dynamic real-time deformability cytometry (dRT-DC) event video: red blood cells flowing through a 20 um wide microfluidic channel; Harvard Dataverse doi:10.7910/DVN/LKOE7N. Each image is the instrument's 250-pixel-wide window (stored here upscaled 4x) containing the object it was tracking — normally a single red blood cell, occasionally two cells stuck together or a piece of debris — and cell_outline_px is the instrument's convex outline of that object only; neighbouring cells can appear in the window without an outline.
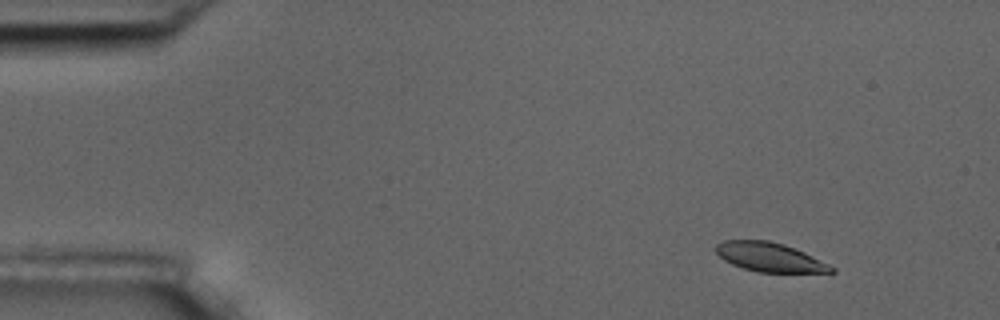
{"species": "common noctule bat (a hibernating species)", "species_latin": "Nyctalus noctula", "temperature_condition": "room temperature", "stored_images_in_passage": 4, "camera_frame_rate_fps": 3000, "um_per_image_px": 0.085, "animal": {"sex": "male", "body_mass_g": 17.5, "forearm_length_mm": 52.3}, "frame": {"image": 1, "passage_image": 1, "time_ms": 0.0, "image_size_px": [1000, 320], "cell_outline_px": [[836, 272], [756, 272], [732, 264], [724, 260], [716, 252], [716, 244], [724, 240], [768, 240], [784, 244], [804, 252], [836, 268]], "centroid_in_image_um": [65.41, 21.85], "position_along_channel_um": 19.6, "area_um2": 19.42}}
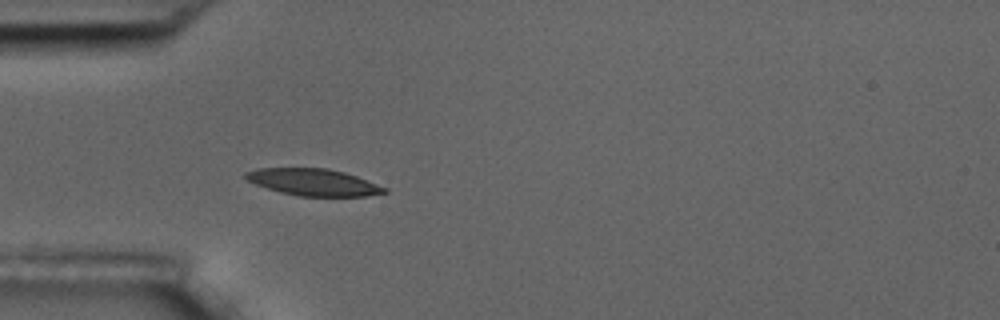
{"frame": {"image": 2, "passage_image": 4, "time_ms": 3.667, "image_size_px": [1000, 320], "cell_outline_px": [[388, 192], [364, 196], [300, 196], [280, 192], [256, 184], [248, 180], [244, 176], [244, 172], [256, 168], [328, 168], [344, 172], [356, 176], [388, 188]], "centroid_in_image_um": [26.64, 15.48], "position_along_channel_um": 58.4, "area_um2": 21.62}}